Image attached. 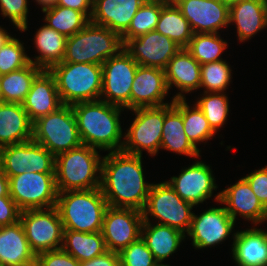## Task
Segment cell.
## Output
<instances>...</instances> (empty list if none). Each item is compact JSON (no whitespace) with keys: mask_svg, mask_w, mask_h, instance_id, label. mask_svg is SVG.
I'll return each instance as SVG.
<instances>
[{"mask_svg":"<svg viewBox=\"0 0 267 266\" xmlns=\"http://www.w3.org/2000/svg\"><path fill=\"white\" fill-rule=\"evenodd\" d=\"M193 33H220L229 24V4L223 0H172Z\"/></svg>","mask_w":267,"mask_h":266,"instance_id":"ac0fdd59","label":"cell"},{"mask_svg":"<svg viewBox=\"0 0 267 266\" xmlns=\"http://www.w3.org/2000/svg\"><path fill=\"white\" fill-rule=\"evenodd\" d=\"M83 145L104 152L121 151L124 133L120 116L123 107L102 100L72 104Z\"/></svg>","mask_w":267,"mask_h":266,"instance_id":"7a4b0ae2","label":"cell"},{"mask_svg":"<svg viewBox=\"0 0 267 266\" xmlns=\"http://www.w3.org/2000/svg\"><path fill=\"white\" fill-rule=\"evenodd\" d=\"M236 266H267V231L253 225L246 230H236L231 244Z\"/></svg>","mask_w":267,"mask_h":266,"instance_id":"cb8c5ba5","label":"cell"},{"mask_svg":"<svg viewBox=\"0 0 267 266\" xmlns=\"http://www.w3.org/2000/svg\"><path fill=\"white\" fill-rule=\"evenodd\" d=\"M175 41L156 30L124 42L123 49L138 63L165 70L169 60L181 49Z\"/></svg>","mask_w":267,"mask_h":266,"instance_id":"d6986e66","label":"cell"},{"mask_svg":"<svg viewBox=\"0 0 267 266\" xmlns=\"http://www.w3.org/2000/svg\"><path fill=\"white\" fill-rule=\"evenodd\" d=\"M215 176L210 165L199 157L198 160L188 167H182L179 175L172 176L167 180L173 190L184 200L194 206L210 200L214 190L217 191Z\"/></svg>","mask_w":267,"mask_h":266,"instance_id":"2e32d148","label":"cell"},{"mask_svg":"<svg viewBox=\"0 0 267 266\" xmlns=\"http://www.w3.org/2000/svg\"><path fill=\"white\" fill-rule=\"evenodd\" d=\"M9 195L21 210L56 207L55 173L24 172L11 176Z\"/></svg>","mask_w":267,"mask_h":266,"instance_id":"30bf717a","label":"cell"},{"mask_svg":"<svg viewBox=\"0 0 267 266\" xmlns=\"http://www.w3.org/2000/svg\"><path fill=\"white\" fill-rule=\"evenodd\" d=\"M162 8L163 0H146L132 18L127 31L122 35L123 43L127 39L154 31Z\"/></svg>","mask_w":267,"mask_h":266,"instance_id":"74e56055","label":"cell"},{"mask_svg":"<svg viewBox=\"0 0 267 266\" xmlns=\"http://www.w3.org/2000/svg\"><path fill=\"white\" fill-rule=\"evenodd\" d=\"M33 122L22 104L0 102V148L32 139Z\"/></svg>","mask_w":267,"mask_h":266,"instance_id":"4316f807","label":"cell"},{"mask_svg":"<svg viewBox=\"0 0 267 266\" xmlns=\"http://www.w3.org/2000/svg\"><path fill=\"white\" fill-rule=\"evenodd\" d=\"M37 5L41 7V11L54 7L57 3V0H35Z\"/></svg>","mask_w":267,"mask_h":266,"instance_id":"681fc988","label":"cell"},{"mask_svg":"<svg viewBox=\"0 0 267 266\" xmlns=\"http://www.w3.org/2000/svg\"><path fill=\"white\" fill-rule=\"evenodd\" d=\"M223 1L230 5V4L234 3V2L242 1V0H223Z\"/></svg>","mask_w":267,"mask_h":266,"instance_id":"816d5d0a","label":"cell"},{"mask_svg":"<svg viewBox=\"0 0 267 266\" xmlns=\"http://www.w3.org/2000/svg\"><path fill=\"white\" fill-rule=\"evenodd\" d=\"M29 2L28 0H0L1 15L9 18L21 33L28 30Z\"/></svg>","mask_w":267,"mask_h":266,"instance_id":"b9f144b4","label":"cell"},{"mask_svg":"<svg viewBox=\"0 0 267 266\" xmlns=\"http://www.w3.org/2000/svg\"><path fill=\"white\" fill-rule=\"evenodd\" d=\"M4 27L0 25V48L12 37Z\"/></svg>","mask_w":267,"mask_h":266,"instance_id":"f907efd6","label":"cell"},{"mask_svg":"<svg viewBox=\"0 0 267 266\" xmlns=\"http://www.w3.org/2000/svg\"><path fill=\"white\" fill-rule=\"evenodd\" d=\"M102 155L100 150L81 145L55 157V181L58 192L100 187Z\"/></svg>","mask_w":267,"mask_h":266,"instance_id":"3957f363","label":"cell"},{"mask_svg":"<svg viewBox=\"0 0 267 266\" xmlns=\"http://www.w3.org/2000/svg\"><path fill=\"white\" fill-rule=\"evenodd\" d=\"M118 254L121 266H155L158 264L142 237L122 249Z\"/></svg>","mask_w":267,"mask_h":266,"instance_id":"60d3db41","label":"cell"},{"mask_svg":"<svg viewBox=\"0 0 267 266\" xmlns=\"http://www.w3.org/2000/svg\"><path fill=\"white\" fill-rule=\"evenodd\" d=\"M21 211L10 195L0 196V224L2 227L20 221Z\"/></svg>","mask_w":267,"mask_h":266,"instance_id":"f6af8a7d","label":"cell"},{"mask_svg":"<svg viewBox=\"0 0 267 266\" xmlns=\"http://www.w3.org/2000/svg\"><path fill=\"white\" fill-rule=\"evenodd\" d=\"M146 0H93L90 22L120 34L127 31L132 18Z\"/></svg>","mask_w":267,"mask_h":266,"instance_id":"7402d4cb","label":"cell"},{"mask_svg":"<svg viewBox=\"0 0 267 266\" xmlns=\"http://www.w3.org/2000/svg\"><path fill=\"white\" fill-rule=\"evenodd\" d=\"M226 92H203L196 100L211 128L217 133L227 122L229 116V99Z\"/></svg>","mask_w":267,"mask_h":266,"instance_id":"8d00e7d4","label":"cell"},{"mask_svg":"<svg viewBox=\"0 0 267 266\" xmlns=\"http://www.w3.org/2000/svg\"><path fill=\"white\" fill-rule=\"evenodd\" d=\"M220 33H194L186 49L200 64L224 60L221 58L229 46Z\"/></svg>","mask_w":267,"mask_h":266,"instance_id":"d590c367","label":"cell"},{"mask_svg":"<svg viewBox=\"0 0 267 266\" xmlns=\"http://www.w3.org/2000/svg\"><path fill=\"white\" fill-rule=\"evenodd\" d=\"M21 104L32 122L56 111L63 105L55 78L49 70H43L35 78L29 93Z\"/></svg>","mask_w":267,"mask_h":266,"instance_id":"d4e9b609","label":"cell"},{"mask_svg":"<svg viewBox=\"0 0 267 266\" xmlns=\"http://www.w3.org/2000/svg\"><path fill=\"white\" fill-rule=\"evenodd\" d=\"M142 157L123 151L103 155L100 189L108 206L143 211L153 183L145 181Z\"/></svg>","mask_w":267,"mask_h":266,"instance_id":"6da1fadb","label":"cell"},{"mask_svg":"<svg viewBox=\"0 0 267 266\" xmlns=\"http://www.w3.org/2000/svg\"><path fill=\"white\" fill-rule=\"evenodd\" d=\"M186 101V98L175 99L173 105L182 113L183 127L187 138L199 149L198 144H207L208 140H212L217 133L211 128L197 104L190 105Z\"/></svg>","mask_w":267,"mask_h":266,"instance_id":"836d02e7","label":"cell"},{"mask_svg":"<svg viewBox=\"0 0 267 266\" xmlns=\"http://www.w3.org/2000/svg\"><path fill=\"white\" fill-rule=\"evenodd\" d=\"M129 111H132L135 118L124 133L121 151L138 156H142L143 151H147L152 157L157 155L161 146L164 105L139 107Z\"/></svg>","mask_w":267,"mask_h":266,"instance_id":"9c48e42d","label":"cell"},{"mask_svg":"<svg viewBox=\"0 0 267 266\" xmlns=\"http://www.w3.org/2000/svg\"><path fill=\"white\" fill-rule=\"evenodd\" d=\"M42 71V68L30 62L19 70L0 75L2 102L21 104L29 93L33 81Z\"/></svg>","mask_w":267,"mask_h":266,"instance_id":"d6a6232c","label":"cell"},{"mask_svg":"<svg viewBox=\"0 0 267 266\" xmlns=\"http://www.w3.org/2000/svg\"><path fill=\"white\" fill-rule=\"evenodd\" d=\"M49 72L54 76L62 104L100 100L102 65L61 62Z\"/></svg>","mask_w":267,"mask_h":266,"instance_id":"8992f818","label":"cell"},{"mask_svg":"<svg viewBox=\"0 0 267 266\" xmlns=\"http://www.w3.org/2000/svg\"><path fill=\"white\" fill-rule=\"evenodd\" d=\"M36 30L33 43L38 55L29 57V60L43 70H49L53 65L62 62L67 37L49 28L45 23Z\"/></svg>","mask_w":267,"mask_h":266,"instance_id":"f546056e","label":"cell"},{"mask_svg":"<svg viewBox=\"0 0 267 266\" xmlns=\"http://www.w3.org/2000/svg\"><path fill=\"white\" fill-rule=\"evenodd\" d=\"M182 113L169 103L164 105V123L160 149L191 158L201 157V149H197L187 138L184 130Z\"/></svg>","mask_w":267,"mask_h":266,"instance_id":"83f0119b","label":"cell"},{"mask_svg":"<svg viewBox=\"0 0 267 266\" xmlns=\"http://www.w3.org/2000/svg\"><path fill=\"white\" fill-rule=\"evenodd\" d=\"M229 24L235 25L239 42L250 40L267 28L266 0H242L230 4Z\"/></svg>","mask_w":267,"mask_h":266,"instance_id":"603a6c76","label":"cell"},{"mask_svg":"<svg viewBox=\"0 0 267 266\" xmlns=\"http://www.w3.org/2000/svg\"><path fill=\"white\" fill-rule=\"evenodd\" d=\"M56 5L82 12L89 20L93 10V0H57Z\"/></svg>","mask_w":267,"mask_h":266,"instance_id":"7dc6e473","label":"cell"},{"mask_svg":"<svg viewBox=\"0 0 267 266\" xmlns=\"http://www.w3.org/2000/svg\"><path fill=\"white\" fill-rule=\"evenodd\" d=\"M236 222L223 207H209L196 215L193 213L189 231L185 234L186 239L192 241V246L197 250L215 247L225 242L228 237L235 236ZM234 231V233H233Z\"/></svg>","mask_w":267,"mask_h":266,"instance_id":"5bb4252c","label":"cell"},{"mask_svg":"<svg viewBox=\"0 0 267 266\" xmlns=\"http://www.w3.org/2000/svg\"><path fill=\"white\" fill-rule=\"evenodd\" d=\"M32 139L55 157L80 147L82 142L72 106L63 104L56 111L34 121Z\"/></svg>","mask_w":267,"mask_h":266,"instance_id":"52a82bcc","label":"cell"},{"mask_svg":"<svg viewBox=\"0 0 267 266\" xmlns=\"http://www.w3.org/2000/svg\"><path fill=\"white\" fill-rule=\"evenodd\" d=\"M144 221L141 237L151 251L157 263L164 264L165 260L176 253L181 243L186 240V235L168 225ZM185 239V240H184Z\"/></svg>","mask_w":267,"mask_h":266,"instance_id":"f1b7e54d","label":"cell"},{"mask_svg":"<svg viewBox=\"0 0 267 266\" xmlns=\"http://www.w3.org/2000/svg\"><path fill=\"white\" fill-rule=\"evenodd\" d=\"M107 201L99 188L58 192V209L64 229L92 233L101 231Z\"/></svg>","mask_w":267,"mask_h":266,"instance_id":"277c9868","label":"cell"},{"mask_svg":"<svg viewBox=\"0 0 267 266\" xmlns=\"http://www.w3.org/2000/svg\"><path fill=\"white\" fill-rule=\"evenodd\" d=\"M165 70L138 65L131 86L130 110L139 107H159L172 103L164 101L169 96Z\"/></svg>","mask_w":267,"mask_h":266,"instance_id":"ffe728a7","label":"cell"},{"mask_svg":"<svg viewBox=\"0 0 267 266\" xmlns=\"http://www.w3.org/2000/svg\"><path fill=\"white\" fill-rule=\"evenodd\" d=\"M155 266H171L170 264H160V263H158V264H156Z\"/></svg>","mask_w":267,"mask_h":266,"instance_id":"f5cc1de1","label":"cell"},{"mask_svg":"<svg viewBox=\"0 0 267 266\" xmlns=\"http://www.w3.org/2000/svg\"><path fill=\"white\" fill-rule=\"evenodd\" d=\"M9 195V178L0 168V196Z\"/></svg>","mask_w":267,"mask_h":266,"instance_id":"c3c4849f","label":"cell"},{"mask_svg":"<svg viewBox=\"0 0 267 266\" xmlns=\"http://www.w3.org/2000/svg\"><path fill=\"white\" fill-rule=\"evenodd\" d=\"M20 222L35 255L62 248L64 227L56 207L22 210Z\"/></svg>","mask_w":267,"mask_h":266,"instance_id":"8fae6325","label":"cell"},{"mask_svg":"<svg viewBox=\"0 0 267 266\" xmlns=\"http://www.w3.org/2000/svg\"><path fill=\"white\" fill-rule=\"evenodd\" d=\"M144 219L141 211L108 206L101 233L108 251L119 253L141 237Z\"/></svg>","mask_w":267,"mask_h":266,"instance_id":"9a60e30c","label":"cell"},{"mask_svg":"<svg viewBox=\"0 0 267 266\" xmlns=\"http://www.w3.org/2000/svg\"><path fill=\"white\" fill-rule=\"evenodd\" d=\"M250 185L253 193L267 209V165L243 177Z\"/></svg>","mask_w":267,"mask_h":266,"instance_id":"ee69618b","label":"cell"},{"mask_svg":"<svg viewBox=\"0 0 267 266\" xmlns=\"http://www.w3.org/2000/svg\"><path fill=\"white\" fill-rule=\"evenodd\" d=\"M36 266H80V262L62 248L36 255Z\"/></svg>","mask_w":267,"mask_h":266,"instance_id":"7bdbcfd3","label":"cell"},{"mask_svg":"<svg viewBox=\"0 0 267 266\" xmlns=\"http://www.w3.org/2000/svg\"><path fill=\"white\" fill-rule=\"evenodd\" d=\"M193 204L184 201L167 181L153 183L142 211L144 221L154 218L155 223L168 225L186 234L189 231Z\"/></svg>","mask_w":267,"mask_h":266,"instance_id":"ba28073f","label":"cell"},{"mask_svg":"<svg viewBox=\"0 0 267 266\" xmlns=\"http://www.w3.org/2000/svg\"><path fill=\"white\" fill-rule=\"evenodd\" d=\"M219 60L201 65L200 89L203 92H225L232 82V68L226 62Z\"/></svg>","mask_w":267,"mask_h":266,"instance_id":"f35d334b","label":"cell"},{"mask_svg":"<svg viewBox=\"0 0 267 266\" xmlns=\"http://www.w3.org/2000/svg\"><path fill=\"white\" fill-rule=\"evenodd\" d=\"M155 30L175 41L182 48L189 45L194 34L188 20L172 0H163V8Z\"/></svg>","mask_w":267,"mask_h":266,"instance_id":"1f68e13d","label":"cell"},{"mask_svg":"<svg viewBox=\"0 0 267 266\" xmlns=\"http://www.w3.org/2000/svg\"><path fill=\"white\" fill-rule=\"evenodd\" d=\"M214 195L216 203L224 205L226 211L236 222L239 215L251 225H262L267 221V209L253 193L249 183L242 177L233 185Z\"/></svg>","mask_w":267,"mask_h":266,"instance_id":"e0dca14e","label":"cell"},{"mask_svg":"<svg viewBox=\"0 0 267 266\" xmlns=\"http://www.w3.org/2000/svg\"><path fill=\"white\" fill-rule=\"evenodd\" d=\"M24 42L12 37L0 48V75L19 70L30 63Z\"/></svg>","mask_w":267,"mask_h":266,"instance_id":"ab89813d","label":"cell"},{"mask_svg":"<svg viewBox=\"0 0 267 266\" xmlns=\"http://www.w3.org/2000/svg\"><path fill=\"white\" fill-rule=\"evenodd\" d=\"M62 249L80 263L107 252L101 231L85 233L64 229Z\"/></svg>","mask_w":267,"mask_h":266,"instance_id":"4dcf8cb0","label":"cell"},{"mask_svg":"<svg viewBox=\"0 0 267 266\" xmlns=\"http://www.w3.org/2000/svg\"><path fill=\"white\" fill-rule=\"evenodd\" d=\"M42 12L45 14L43 18L45 24L66 37L74 35L90 22L82 12L59 5L44 9Z\"/></svg>","mask_w":267,"mask_h":266,"instance_id":"e575fe53","label":"cell"},{"mask_svg":"<svg viewBox=\"0 0 267 266\" xmlns=\"http://www.w3.org/2000/svg\"><path fill=\"white\" fill-rule=\"evenodd\" d=\"M124 47L122 36L105 26L89 22L82 30L67 37L62 62L102 65Z\"/></svg>","mask_w":267,"mask_h":266,"instance_id":"5b68a950","label":"cell"},{"mask_svg":"<svg viewBox=\"0 0 267 266\" xmlns=\"http://www.w3.org/2000/svg\"><path fill=\"white\" fill-rule=\"evenodd\" d=\"M138 63L123 49L102 64L100 100L130 110L131 86Z\"/></svg>","mask_w":267,"mask_h":266,"instance_id":"7c38bea8","label":"cell"},{"mask_svg":"<svg viewBox=\"0 0 267 266\" xmlns=\"http://www.w3.org/2000/svg\"><path fill=\"white\" fill-rule=\"evenodd\" d=\"M165 76L169 91L173 86L179 91L171 98L184 99L185 94L192 91L194 93L200 88L201 65L186 48H181L169 60L165 68Z\"/></svg>","mask_w":267,"mask_h":266,"instance_id":"44dd1931","label":"cell"},{"mask_svg":"<svg viewBox=\"0 0 267 266\" xmlns=\"http://www.w3.org/2000/svg\"><path fill=\"white\" fill-rule=\"evenodd\" d=\"M0 102H2V97H1V90H0Z\"/></svg>","mask_w":267,"mask_h":266,"instance_id":"db71d44e","label":"cell"},{"mask_svg":"<svg viewBox=\"0 0 267 266\" xmlns=\"http://www.w3.org/2000/svg\"><path fill=\"white\" fill-rule=\"evenodd\" d=\"M80 266H121L119 254L107 251L91 260L83 261Z\"/></svg>","mask_w":267,"mask_h":266,"instance_id":"bcb514c9","label":"cell"},{"mask_svg":"<svg viewBox=\"0 0 267 266\" xmlns=\"http://www.w3.org/2000/svg\"><path fill=\"white\" fill-rule=\"evenodd\" d=\"M32 251L20 221L0 229V264L2 266H33Z\"/></svg>","mask_w":267,"mask_h":266,"instance_id":"484cf974","label":"cell"},{"mask_svg":"<svg viewBox=\"0 0 267 266\" xmlns=\"http://www.w3.org/2000/svg\"><path fill=\"white\" fill-rule=\"evenodd\" d=\"M0 168L8 178L24 172L55 173V156L31 139L0 148Z\"/></svg>","mask_w":267,"mask_h":266,"instance_id":"4fadbf2b","label":"cell"}]
</instances>
